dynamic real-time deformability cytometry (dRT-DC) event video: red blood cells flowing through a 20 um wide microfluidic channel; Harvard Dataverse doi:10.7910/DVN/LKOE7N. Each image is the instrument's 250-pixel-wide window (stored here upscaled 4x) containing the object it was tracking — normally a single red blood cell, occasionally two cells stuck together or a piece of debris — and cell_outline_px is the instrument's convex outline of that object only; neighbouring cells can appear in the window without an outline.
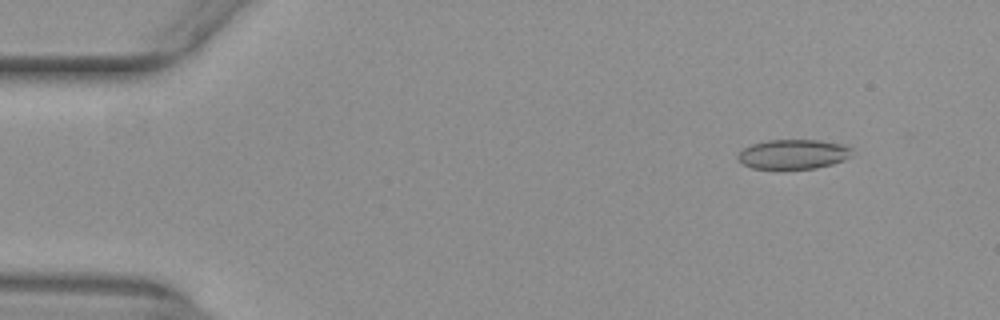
{"species": "common noctule bat (a hibernating species)", "species_latin": "Nyctalus noctula", "temperature_condition": "warm", "stored_images_in_passage": 49, "camera_frame_rate_fps": 3000, "um_per_image_px": 0.085, "animal": {"sex": "female", "body_mass_g": 29.2, "forearm_length_mm": 56.3}, "frame": {"image": 1, "passage_image": 2, "time_ms": 0.333, "image_size_px": [1000, 320], "cell_outline_px": [[852, 156], [844, 160], [832, 164], [816, 168], [752, 168], [736, 160], [736, 156], [744, 148], [752, 144], [768, 140], [820, 140], [844, 144], [852, 148]], "centroid_in_image_um": [67.45, 13.1], "position_along_channel_um": 17.5, "area_um2": 19.71}}
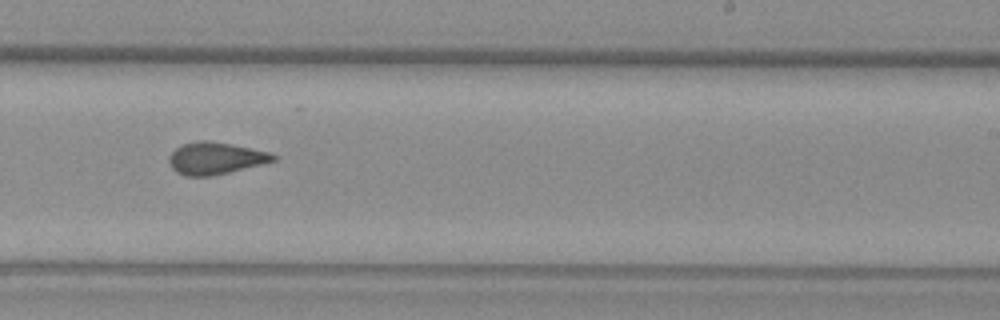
{"frame": {"image": 2, "passage_image": 29, "time_ms": 9.333, "image_size_px": [1000, 320], "cell_outline_px": [[276, 160], [212, 176], [184, 176], [176, 172], [172, 168], [168, 160], [168, 156], [176, 148], [184, 144], [200, 140], [204, 140], [232, 144], [268, 152], [276, 156]], "centroid_in_image_um": [18.26, 13.46], "position_along_channel_um": 270.7, "area_um2": 19.19}}
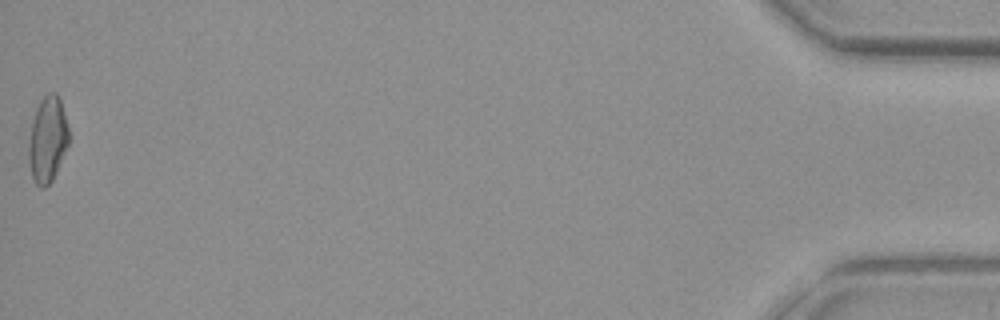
{"frame": {"image": 3, "passage_image": 49, "time_ms": 16.0, "image_size_px": [1000, 320], "cell_outline_px": [[68, 144], [56, 172], [52, 180], [44, 188], [40, 188], [36, 184], [32, 176], [28, 160], [28, 144], [32, 120], [36, 108], [40, 100], [48, 92], [56, 92], [60, 96], [68, 128]], "centroid_in_image_um": [4.03, 11.82], "position_along_channel_um": 431.2, "area_um2": 20.11}, "authors_computed_cell_mechanics": {"area_um2": 19.7098, "velocity_mm_per_s": 3.9707, "shape_relaxation_time_tau1_ms": null, "shape_relaxation_time_tau2_ms": 1.296, "deformation_change_tau1": null, "deformation_change_tau2": 0.0643}}